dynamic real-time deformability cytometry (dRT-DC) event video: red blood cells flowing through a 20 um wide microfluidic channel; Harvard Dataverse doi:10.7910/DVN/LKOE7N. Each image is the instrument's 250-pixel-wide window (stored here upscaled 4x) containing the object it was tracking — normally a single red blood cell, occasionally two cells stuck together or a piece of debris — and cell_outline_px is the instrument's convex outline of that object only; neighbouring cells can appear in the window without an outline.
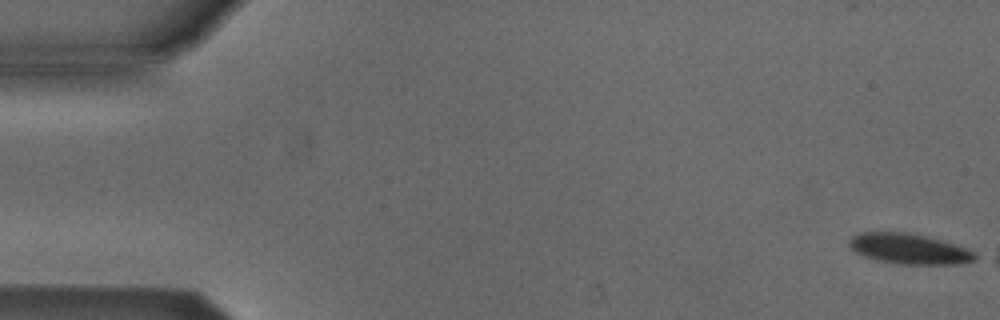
{"species": "Egyptian fruit bat (a non-hibernating species)", "species_latin": "Rousettus aegyptiacus", "temperature_condition": "cold", "stored_images_in_passage": 16, "camera_frame_rate_fps": 3000, "um_per_image_px": 0.085, "animal": {"sex": "male"}, "frame": {"image": 1, "passage_image": 1, "time_ms": 0.0, "image_size_px": [1000, 320], "cell_outline_px": [[980, 256], [976, 260], [956, 264], [900, 264], [880, 260], [864, 256], [856, 252], [848, 244], [852, 236], [860, 232], [904, 232], [924, 236], [940, 240], [968, 248]], "centroid_in_image_um": [77.31, 21.15], "position_along_channel_um": 7.7, "area_um2": 22.08}}
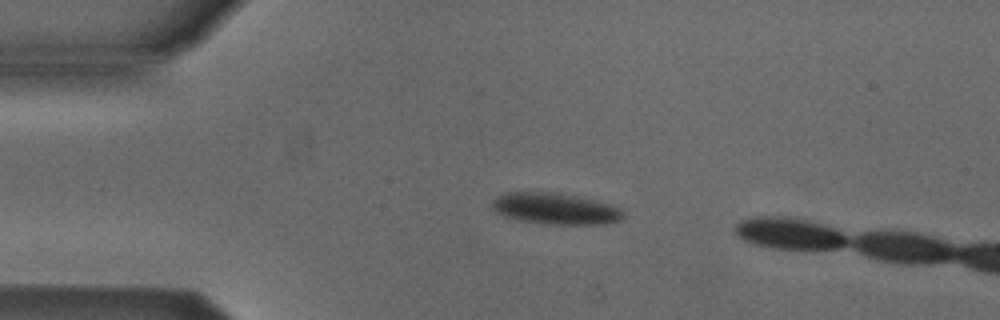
{"frame": {"image": 2, "passage_image": 12, "time_ms": 3.667, "image_size_px": [1000, 320], "cell_outline_px": [[624, 216], [620, 220], [604, 224], [556, 224], [520, 220], [504, 216], [496, 212], [492, 208], [492, 200], [496, 196], [504, 192], [548, 192], [572, 196], [620, 208]], "centroid_in_image_um": [47.11, 17.74], "position_along_channel_um": 37.9, "area_um2": 23.24}}